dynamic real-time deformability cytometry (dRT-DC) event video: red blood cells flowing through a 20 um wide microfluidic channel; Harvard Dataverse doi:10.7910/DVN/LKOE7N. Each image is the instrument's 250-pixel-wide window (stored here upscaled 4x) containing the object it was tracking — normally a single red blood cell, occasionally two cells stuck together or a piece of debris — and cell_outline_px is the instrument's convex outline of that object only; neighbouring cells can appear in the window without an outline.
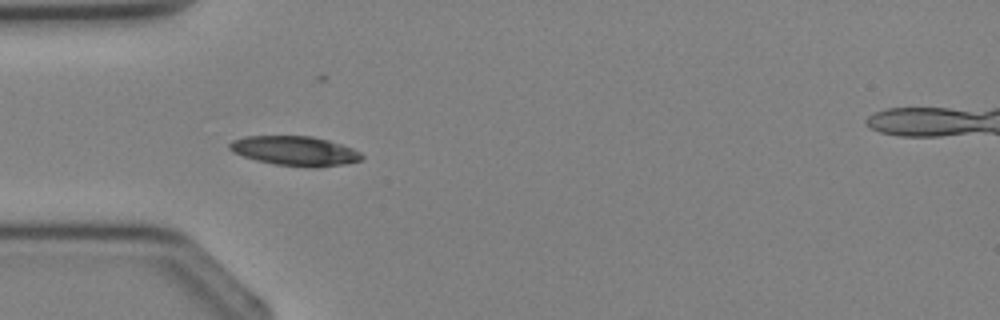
{"species": "Egyptian fruit bat (a non-hibernating species)", "species_latin": "Rousettus aegyptiacus", "temperature_condition": "cold", "stored_images_in_passage": 2, "camera_frame_rate_fps": 3000, "um_per_image_px": 0.085, "animal": {"sex": "female"}, "frame": {"image": 1, "passage_image": 2, "time_ms": 1.333, "image_size_px": [1000, 320], "cell_outline_px": [[364, 156], [360, 160], [344, 164], [316, 168], [276, 164], [256, 160], [232, 152], [228, 148], [228, 144], [232, 140], [244, 136], [312, 136], [328, 140], [352, 148], [360, 152]], "centroid_in_image_um": [25.05, 12.82], "position_along_channel_um": 59.9, "area_um2": 22.72}}